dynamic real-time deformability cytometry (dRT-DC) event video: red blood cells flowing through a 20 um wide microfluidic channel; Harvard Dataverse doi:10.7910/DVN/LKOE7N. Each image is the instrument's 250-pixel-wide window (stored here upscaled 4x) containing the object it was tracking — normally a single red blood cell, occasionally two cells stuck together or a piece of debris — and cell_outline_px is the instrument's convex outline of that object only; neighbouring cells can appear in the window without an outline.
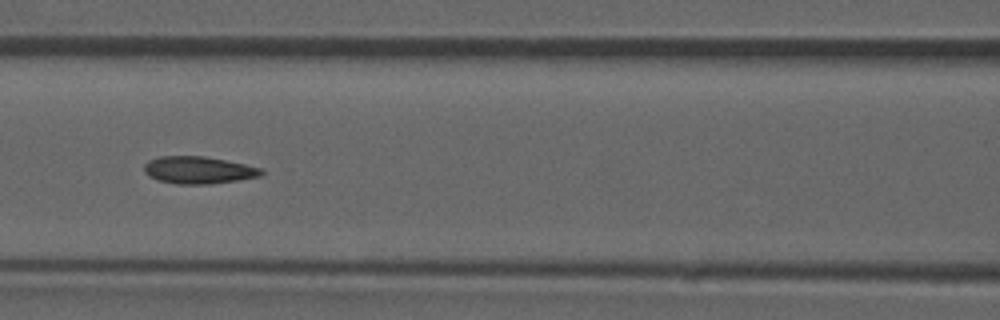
{"species": "common noctule bat (a hibernating species)", "species_latin": "Nyctalus noctula", "temperature_condition": "room temperature", "stored_images_in_passage": 52, "camera_frame_rate_fps": 3000, "um_per_image_px": 0.085, "animal": {"sex": "male", "forearm_length_mm": 52.5}, "frame": {"image": 1, "passage_image": 23, "time_ms": 7.333, "image_size_px": [1000, 320], "cell_outline_px": [[264, 172], [260, 176], [236, 180], [208, 184], [176, 184], [156, 180], [148, 176], [144, 172], [144, 164], [148, 160], [160, 156], [204, 156], [264, 168]], "centroid_in_image_um": [16.83, 14.45], "position_along_channel_um": 149.8, "area_um2": 18.67}, "authors_computed_cell_mechanics": {"area_um2": 18.3804, "velocity_mm_per_s": 3.9179, "shape_relaxation_time_tau1_ms": null, "shape_relaxation_time_tau2_ms": 2.4456, "deformation_change_tau1": null, "deformation_change_tau2": 0.0805}}